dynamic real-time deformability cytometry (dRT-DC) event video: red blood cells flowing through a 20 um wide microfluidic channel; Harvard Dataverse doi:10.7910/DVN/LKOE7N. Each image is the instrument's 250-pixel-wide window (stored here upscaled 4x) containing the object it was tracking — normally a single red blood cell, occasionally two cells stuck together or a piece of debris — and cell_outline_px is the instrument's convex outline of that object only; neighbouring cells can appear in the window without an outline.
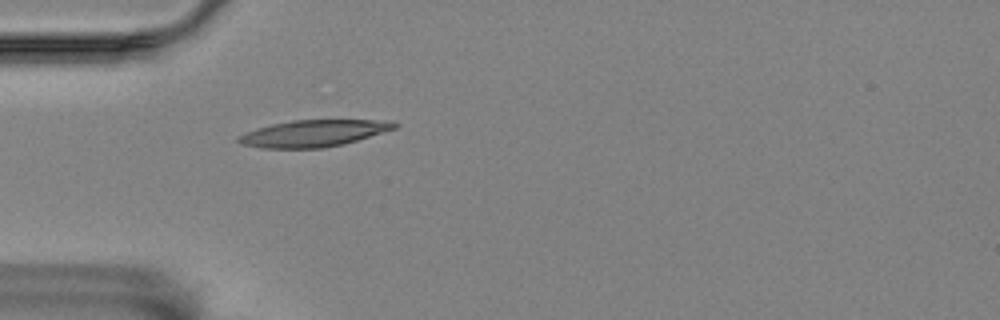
{"species": "Egyptian fruit bat (a non-hibernating species)", "species_latin": "Rousettus aegyptiacus", "temperature_condition": "room temperature", "stored_images_in_passage": 2, "camera_frame_rate_fps": 3000, "um_per_image_px": 0.085, "animal": {"sex": "female"}, "frame": {"image": 1, "passage_image": 2, "time_ms": 1.667, "image_size_px": [1000, 320], "cell_outline_px": [[400, 124], [396, 128], [344, 144], [324, 148], [264, 148], [240, 144], [236, 140], [236, 136], [244, 132], [256, 128], [272, 124], [292, 120], [392, 120]], "centroid_in_image_um": [26.63, 11.33], "position_along_channel_um": 58.4, "area_um2": 24.45}}